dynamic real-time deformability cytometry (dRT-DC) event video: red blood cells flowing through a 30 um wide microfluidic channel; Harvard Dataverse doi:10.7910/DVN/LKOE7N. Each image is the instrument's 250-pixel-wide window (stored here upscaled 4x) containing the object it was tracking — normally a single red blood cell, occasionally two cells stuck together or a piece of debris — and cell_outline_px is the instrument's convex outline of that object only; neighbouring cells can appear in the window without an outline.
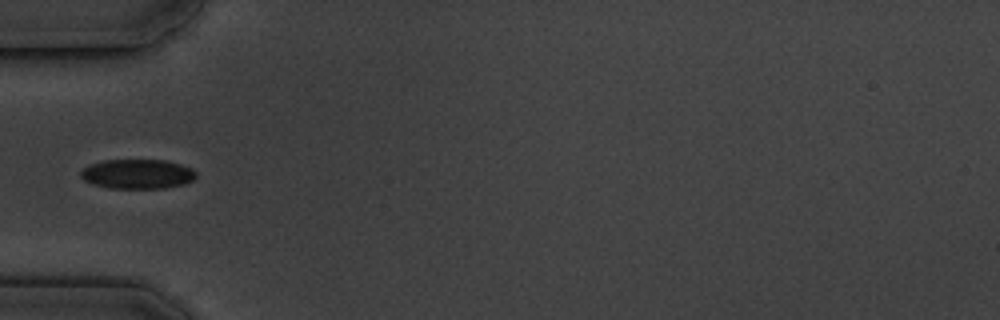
{"species": "common noctule bat (a hibernating species)", "species_latin": "Nyctalus noctula", "temperature_condition": "cold", "stored_images_in_passage": 11, "camera_frame_rate_fps": 3000, "um_per_image_px": 0.085, "animal": {"sex": "male", "body_mass_g": 19.5, "forearm_length_mm": 54.6}, "frame": {"image": 1, "passage_image": 5, "time_ms": 5.333, "image_size_px": [1000, 320], "cell_outline_px": [[196, 176], [192, 180], [184, 184], [168, 188], [108, 188], [92, 184], [84, 180], [80, 176], [80, 172], [88, 164], [104, 160], [164, 160], [180, 164], [192, 168], [196, 172]], "centroid_in_image_um": [11.67, 14.79], "position_along_channel_um": 73.3, "area_um2": 20.0}}